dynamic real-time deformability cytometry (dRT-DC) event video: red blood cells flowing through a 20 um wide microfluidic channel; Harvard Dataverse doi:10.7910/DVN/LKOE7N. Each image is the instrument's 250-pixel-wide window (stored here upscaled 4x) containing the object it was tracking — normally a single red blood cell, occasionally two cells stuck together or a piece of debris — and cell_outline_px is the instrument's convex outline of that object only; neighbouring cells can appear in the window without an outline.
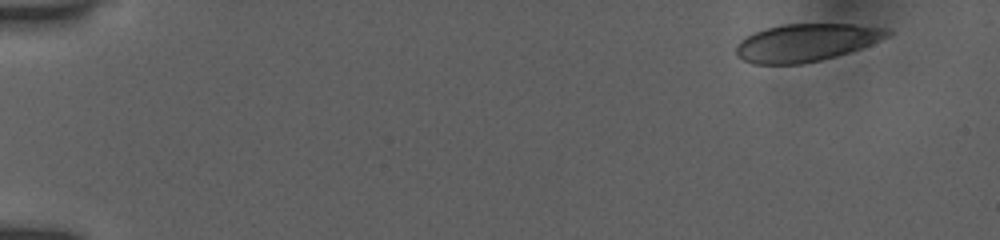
{"species": "human", "species_latin": "Homo sapiens", "temperature_condition": "room temperature", "stored_images_in_passage": 50, "camera_frame_rate_fps": 3000, "um_per_image_px": 0.085, "donor": {"sex": "female"}, "frame": {"image": 1, "passage_image": 1, "time_ms": 0.0, "image_size_px": [1000, 240], "cell_outline_px": [[892, 32], [888, 36], [880, 40], [860, 48], [836, 56], [820, 60], [800, 64], [752, 64], [736, 56], [736, 44], [740, 40], [756, 32], [768, 28], [784, 24], [852, 24], [888, 28]], "centroid_in_image_um": [68.52, 3.62], "position_along_channel_um": 16.5, "area_um2": 32.95}}
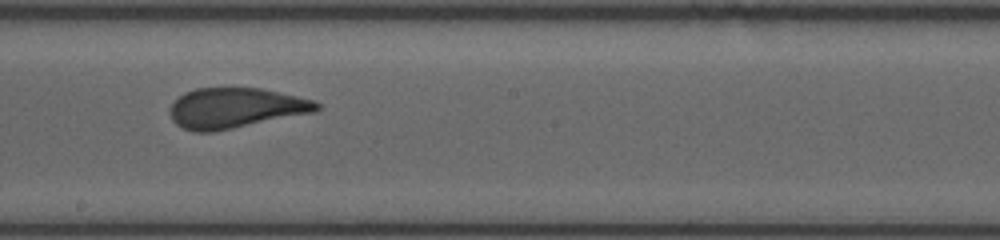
{"frame": {"image": 2, "passage_image": 28, "time_ms": 9.0, "image_size_px": [1000, 240], "cell_outline_px": [[320, 108], [316, 112], [212, 132], [192, 132], [176, 124], [172, 120], [172, 104], [184, 92], [196, 88], [260, 88], [316, 100], [320, 104]], "centroid_in_image_um": [20.06, 9.18], "position_along_channel_um": 228.1, "area_um2": 34.28}}
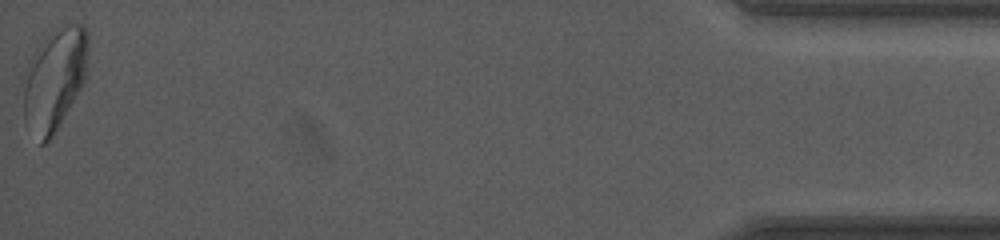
{"frame": {"image": 3, "passage_image": 50, "time_ms": 16.333, "image_size_px": [1000, 240], "cell_outline_px": [[88, 56], [84, 80], [80, 88], [52, 136], [44, 144], [40, 144], [24, 124], [20, 80], [28, 60], [44, 36], [68, 24], [84, 24], [88, 32]], "centroid_in_image_um": [4.55, 6.72], "position_along_channel_um": 430.6, "area_um2": 39.36}, "authors_computed_cell_mechanics": {"area_um2": 34.6222, "velocity_mm_per_s": 3.913, "shape_relaxation_time_tau1_ms": 10.1412, "shape_relaxation_time_tau2_ms": null, "deformation_change_tau1": 0.2597, "deformation_change_tau2": null}}